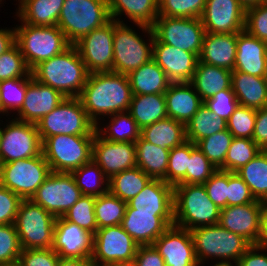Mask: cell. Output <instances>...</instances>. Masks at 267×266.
Segmentation results:
<instances>
[{
	"label": "cell",
	"instance_id": "59",
	"mask_svg": "<svg viewBox=\"0 0 267 266\" xmlns=\"http://www.w3.org/2000/svg\"><path fill=\"white\" fill-rule=\"evenodd\" d=\"M134 266H166L163 257L153 245L138 246Z\"/></svg>",
	"mask_w": 267,
	"mask_h": 266
},
{
	"label": "cell",
	"instance_id": "3",
	"mask_svg": "<svg viewBox=\"0 0 267 266\" xmlns=\"http://www.w3.org/2000/svg\"><path fill=\"white\" fill-rule=\"evenodd\" d=\"M134 25L138 27L137 30ZM134 25L114 20L113 72L128 75L153 58L154 34L152 28L138 23H134ZM139 29L142 30V33ZM143 33L144 35H142ZM142 36H146L148 39Z\"/></svg>",
	"mask_w": 267,
	"mask_h": 266
},
{
	"label": "cell",
	"instance_id": "50",
	"mask_svg": "<svg viewBox=\"0 0 267 266\" xmlns=\"http://www.w3.org/2000/svg\"><path fill=\"white\" fill-rule=\"evenodd\" d=\"M31 75V70L16 43L0 56V82L13 78L30 77Z\"/></svg>",
	"mask_w": 267,
	"mask_h": 266
},
{
	"label": "cell",
	"instance_id": "10",
	"mask_svg": "<svg viewBox=\"0 0 267 266\" xmlns=\"http://www.w3.org/2000/svg\"><path fill=\"white\" fill-rule=\"evenodd\" d=\"M95 136L54 135L42 142V153L52 172L71 173L92 160Z\"/></svg>",
	"mask_w": 267,
	"mask_h": 266
},
{
	"label": "cell",
	"instance_id": "36",
	"mask_svg": "<svg viewBox=\"0 0 267 266\" xmlns=\"http://www.w3.org/2000/svg\"><path fill=\"white\" fill-rule=\"evenodd\" d=\"M106 118L107 123H103ZM100 122L96 132L108 141L135 143L140 138L141 129L128 111L105 117Z\"/></svg>",
	"mask_w": 267,
	"mask_h": 266
},
{
	"label": "cell",
	"instance_id": "32",
	"mask_svg": "<svg viewBox=\"0 0 267 266\" xmlns=\"http://www.w3.org/2000/svg\"><path fill=\"white\" fill-rule=\"evenodd\" d=\"M231 76L232 71L228 69L198 61L190 83L204 102L221 90L229 89Z\"/></svg>",
	"mask_w": 267,
	"mask_h": 266
},
{
	"label": "cell",
	"instance_id": "72",
	"mask_svg": "<svg viewBox=\"0 0 267 266\" xmlns=\"http://www.w3.org/2000/svg\"><path fill=\"white\" fill-rule=\"evenodd\" d=\"M0 118H1V99H0Z\"/></svg>",
	"mask_w": 267,
	"mask_h": 266
},
{
	"label": "cell",
	"instance_id": "20",
	"mask_svg": "<svg viewBox=\"0 0 267 266\" xmlns=\"http://www.w3.org/2000/svg\"><path fill=\"white\" fill-rule=\"evenodd\" d=\"M52 249L62 258L91 259L93 234L63 216L57 217Z\"/></svg>",
	"mask_w": 267,
	"mask_h": 266
},
{
	"label": "cell",
	"instance_id": "30",
	"mask_svg": "<svg viewBox=\"0 0 267 266\" xmlns=\"http://www.w3.org/2000/svg\"><path fill=\"white\" fill-rule=\"evenodd\" d=\"M17 1V0H15ZM14 19L33 26L57 25L64 0H18Z\"/></svg>",
	"mask_w": 267,
	"mask_h": 266
},
{
	"label": "cell",
	"instance_id": "27",
	"mask_svg": "<svg viewBox=\"0 0 267 266\" xmlns=\"http://www.w3.org/2000/svg\"><path fill=\"white\" fill-rule=\"evenodd\" d=\"M238 33L218 34L206 32L199 61L213 66L234 70Z\"/></svg>",
	"mask_w": 267,
	"mask_h": 266
},
{
	"label": "cell",
	"instance_id": "66",
	"mask_svg": "<svg viewBox=\"0 0 267 266\" xmlns=\"http://www.w3.org/2000/svg\"><path fill=\"white\" fill-rule=\"evenodd\" d=\"M207 266H209V264ZM210 266H237V264L235 262H222V261H217V262H211L210 263Z\"/></svg>",
	"mask_w": 267,
	"mask_h": 266
},
{
	"label": "cell",
	"instance_id": "24",
	"mask_svg": "<svg viewBox=\"0 0 267 266\" xmlns=\"http://www.w3.org/2000/svg\"><path fill=\"white\" fill-rule=\"evenodd\" d=\"M264 202L227 206L220 210L218 224L245 238L251 245H256L260 233V216Z\"/></svg>",
	"mask_w": 267,
	"mask_h": 266
},
{
	"label": "cell",
	"instance_id": "26",
	"mask_svg": "<svg viewBox=\"0 0 267 266\" xmlns=\"http://www.w3.org/2000/svg\"><path fill=\"white\" fill-rule=\"evenodd\" d=\"M121 226L139 246L153 245L170 227L156 213L134 212L128 204Z\"/></svg>",
	"mask_w": 267,
	"mask_h": 266
},
{
	"label": "cell",
	"instance_id": "48",
	"mask_svg": "<svg viewBox=\"0 0 267 266\" xmlns=\"http://www.w3.org/2000/svg\"><path fill=\"white\" fill-rule=\"evenodd\" d=\"M206 0H159L158 16L201 18Z\"/></svg>",
	"mask_w": 267,
	"mask_h": 266
},
{
	"label": "cell",
	"instance_id": "51",
	"mask_svg": "<svg viewBox=\"0 0 267 266\" xmlns=\"http://www.w3.org/2000/svg\"><path fill=\"white\" fill-rule=\"evenodd\" d=\"M257 110L238 105L227 121V130L235 138L252 139Z\"/></svg>",
	"mask_w": 267,
	"mask_h": 266
},
{
	"label": "cell",
	"instance_id": "7",
	"mask_svg": "<svg viewBox=\"0 0 267 266\" xmlns=\"http://www.w3.org/2000/svg\"><path fill=\"white\" fill-rule=\"evenodd\" d=\"M111 20L107 0H64L57 26L74 45Z\"/></svg>",
	"mask_w": 267,
	"mask_h": 266
},
{
	"label": "cell",
	"instance_id": "44",
	"mask_svg": "<svg viewBox=\"0 0 267 266\" xmlns=\"http://www.w3.org/2000/svg\"><path fill=\"white\" fill-rule=\"evenodd\" d=\"M233 138V135L226 129L199 140L196 147L203 152L217 170L224 171L225 158Z\"/></svg>",
	"mask_w": 267,
	"mask_h": 266
},
{
	"label": "cell",
	"instance_id": "17",
	"mask_svg": "<svg viewBox=\"0 0 267 266\" xmlns=\"http://www.w3.org/2000/svg\"><path fill=\"white\" fill-rule=\"evenodd\" d=\"M92 160L110 179L124 170L137 166L136 144L108 141L95 132Z\"/></svg>",
	"mask_w": 267,
	"mask_h": 266
},
{
	"label": "cell",
	"instance_id": "64",
	"mask_svg": "<svg viewBox=\"0 0 267 266\" xmlns=\"http://www.w3.org/2000/svg\"><path fill=\"white\" fill-rule=\"evenodd\" d=\"M57 266H94L88 258H62L59 257Z\"/></svg>",
	"mask_w": 267,
	"mask_h": 266
},
{
	"label": "cell",
	"instance_id": "5",
	"mask_svg": "<svg viewBox=\"0 0 267 266\" xmlns=\"http://www.w3.org/2000/svg\"><path fill=\"white\" fill-rule=\"evenodd\" d=\"M191 234L198 266H205L209 261L236 263L251 246L245 238L219 224L192 229Z\"/></svg>",
	"mask_w": 267,
	"mask_h": 266
},
{
	"label": "cell",
	"instance_id": "35",
	"mask_svg": "<svg viewBox=\"0 0 267 266\" xmlns=\"http://www.w3.org/2000/svg\"><path fill=\"white\" fill-rule=\"evenodd\" d=\"M135 144L137 167L151 179H160L165 182L170 150L149 143L141 137Z\"/></svg>",
	"mask_w": 267,
	"mask_h": 266
},
{
	"label": "cell",
	"instance_id": "40",
	"mask_svg": "<svg viewBox=\"0 0 267 266\" xmlns=\"http://www.w3.org/2000/svg\"><path fill=\"white\" fill-rule=\"evenodd\" d=\"M150 180L151 178L136 166L111 177L108 191L128 203L144 189Z\"/></svg>",
	"mask_w": 267,
	"mask_h": 266
},
{
	"label": "cell",
	"instance_id": "14",
	"mask_svg": "<svg viewBox=\"0 0 267 266\" xmlns=\"http://www.w3.org/2000/svg\"><path fill=\"white\" fill-rule=\"evenodd\" d=\"M151 28L159 42L200 56L206 33L201 18L158 16Z\"/></svg>",
	"mask_w": 267,
	"mask_h": 266
},
{
	"label": "cell",
	"instance_id": "4",
	"mask_svg": "<svg viewBox=\"0 0 267 266\" xmlns=\"http://www.w3.org/2000/svg\"><path fill=\"white\" fill-rule=\"evenodd\" d=\"M220 209L210 200L203 184L174 186V224L187 230L216 225Z\"/></svg>",
	"mask_w": 267,
	"mask_h": 266
},
{
	"label": "cell",
	"instance_id": "70",
	"mask_svg": "<svg viewBox=\"0 0 267 266\" xmlns=\"http://www.w3.org/2000/svg\"><path fill=\"white\" fill-rule=\"evenodd\" d=\"M1 118H0V138H1V133H2V122H1Z\"/></svg>",
	"mask_w": 267,
	"mask_h": 266
},
{
	"label": "cell",
	"instance_id": "47",
	"mask_svg": "<svg viewBox=\"0 0 267 266\" xmlns=\"http://www.w3.org/2000/svg\"><path fill=\"white\" fill-rule=\"evenodd\" d=\"M95 200L94 196L83 195L63 217L94 235L98 229L95 219Z\"/></svg>",
	"mask_w": 267,
	"mask_h": 266
},
{
	"label": "cell",
	"instance_id": "53",
	"mask_svg": "<svg viewBox=\"0 0 267 266\" xmlns=\"http://www.w3.org/2000/svg\"><path fill=\"white\" fill-rule=\"evenodd\" d=\"M203 185L210 200L220 210L228 206V171L218 169Z\"/></svg>",
	"mask_w": 267,
	"mask_h": 266
},
{
	"label": "cell",
	"instance_id": "63",
	"mask_svg": "<svg viewBox=\"0 0 267 266\" xmlns=\"http://www.w3.org/2000/svg\"><path fill=\"white\" fill-rule=\"evenodd\" d=\"M257 246L267 248V205L264 203L260 216V233Z\"/></svg>",
	"mask_w": 267,
	"mask_h": 266
},
{
	"label": "cell",
	"instance_id": "65",
	"mask_svg": "<svg viewBox=\"0 0 267 266\" xmlns=\"http://www.w3.org/2000/svg\"><path fill=\"white\" fill-rule=\"evenodd\" d=\"M239 3L245 10H247L262 4V0H239Z\"/></svg>",
	"mask_w": 267,
	"mask_h": 266
},
{
	"label": "cell",
	"instance_id": "34",
	"mask_svg": "<svg viewBox=\"0 0 267 266\" xmlns=\"http://www.w3.org/2000/svg\"><path fill=\"white\" fill-rule=\"evenodd\" d=\"M140 137L149 143L169 150L187 141L185 124L170 117L142 128Z\"/></svg>",
	"mask_w": 267,
	"mask_h": 266
},
{
	"label": "cell",
	"instance_id": "8",
	"mask_svg": "<svg viewBox=\"0 0 267 266\" xmlns=\"http://www.w3.org/2000/svg\"><path fill=\"white\" fill-rule=\"evenodd\" d=\"M36 126L42 142L54 135L95 136L96 132L79 97H65Z\"/></svg>",
	"mask_w": 267,
	"mask_h": 266
},
{
	"label": "cell",
	"instance_id": "37",
	"mask_svg": "<svg viewBox=\"0 0 267 266\" xmlns=\"http://www.w3.org/2000/svg\"><path fill=\"white\" fill-rule=\"evenodd\" d=\"M128 112L140 129L167 116L164 94L132 95Z\"/></svg>",
	"mask_w": 267,
	"mask_h": 266
},
{
	"label": "cell",
	"instance_id": "15",
	"mask_svg": "<svg viewBox=\"0 0 267 266\" xmlns=\"http://www.w3.org/2000/svg\"><path fill=\"white\" fill-rule=\"evenodd\" d=\"M82 196L71 173L51 172L31 200L57 218L64 216Z\"/></svg>",
	"mask_w": 267,
	"mask_h": 266
},
{
	"label": "cell",
	"instance_id": "61",
	"mask_svg": "<svg viewBox=\"0 0 267 266\" xmlns=\"http://www.w3.org/2000/svg\"><path fill=\"white\" fill-rule=\"evenodd\" d=\"M252 140L262 150H267V106L257 110Z\"/></svg>",
	"mask_w": 267,
	"mask_h": 266
},
{
	"label": "cell",
	"instance_id": "38",
	"mask_svg": "<svg viewBox=\"0 0 267 266\" xmlns=\"http://www.w3.org/2000/svg\"><path fill=\"white\" fill-rule=\"evenodd\" d=\"M236 173L247 184L255 200L267 201V150H261Z\"/></svg>",
	"mask_w": 267,
	"mask_h": 266
},
{
	"label": "cell",
	"instance_id": "13",
	"mask_svg": "<svg viewBox=\"0 0 267 266\" xmlns=\"http://www.w3.org/2000/svg\"><path fill=\"white\" fill-rule=\"evenodd\" d=\"M138 246L121 225L100 228L93 235L91 261L94 266L133 264Z\"/></svg>",
	"mask_w": 267,
	"mask_h": 266
},
{
	"label": "cell",
	"instance_id": "19",
	"mask_svg": "<svg viewBox=\"0 0 267 266\" xmlns=\"http://www.w3.org/2000/svg\"><path fill=\"white\" fill-rule=\"evenodd\" d=\"M201 21L205 32L238 33L245 28V9L239 0H206Z\"/></svg>",
	"mask_w": 267,
	"mask_h": 266
},
{
	"label": "cell",
	"instance_id": "31",
	"mask_svg": "<svg viewBox=\"0 0 267 266\" xmlns=\"http://www.w3.org/2000/svg\"><path fill=\"white\" fill-rule=\"evenodd\" d=\"M231 88L239 105L255 110L267 106V86L263 77L232 71Z\"/></svg>",
	"mask_w": 267,
	"mask_h": 266
},
{
	"label": "cell",
	"instance_id": "39",
	"mask_svg": "<svg viewBox=\"0 0 267 266\" xmlns=\"http://www.w3.org/2000/svg\"><path fill=\"white\" fill-rule=\"evenodd\" d=\"M187 141L196 144L199 140L227 129V121L220 118L203 103L185 125Z\"/></svg>",
	"mask_w": 267,
	"mask_h": 266
},
{
	"label": "cell",
	"instance_id": "33",
	"mask_svg": "<svg viewBox=\"0 0 267 266\" xmlns=\"http://www.w3.org/2000/svg\"><path fill=\"white\" fill-rule=\"evenodd\" d=\"M127 77L133 95L164 94L171 83L164 70L153 59Z\"/></svg>",
	"mask_w": 267,
	"mask_h": 266
},
{
	"label": "cell",
	"instance_id": "69",
	"mask_svg": "<svg viewBox=\"0 0 267 266\" xmlns=\"http://www.w3.org/2000/svg\"><path fill=\"white\" fill-rule=\"evenodd\" d=\"M109 266H134L133 264H117V265H109Z\"/></svg>",
	"mask_w": 267,
	"mask_h": 266
},
{
	"label": "cell",
	"instance_id": "16",
	"mask_svg": "<svg viewBox=\"0 0 267 266\" xmlns=\"http://www.w3.org/2000/svg\"><path fill=\"white\" fill-rule=\"evenodd\" d=\"M114 20L92 30L77 41V48L88 73L113 72Z\"/></svg>",
	"mask_w": 267,
	"mask_h": 266
},
{
	"label": "cell",
	"instance_id": "1",
	"mask_svg": "<svg viewBox=\"0 0 267 266\" xmlns=\"http://www.w3.org/2000/svg\"><path fill=\"white\" fill-rule=\"evenodd\" d=\"M132 95L127 75L96 72L88 75L79 99L89 119L97 125L105 117L128 111Z\"/></svg>",
	"mask_w": 267,
	"mask_h": 266
},
{
	"label": "cell",
	"instance_id": "49",
	"mask_svg": "<svg viewBox=\"0 0 267 266\" xmlns=\"http://www.w3.org/2000/svg\"><path fill=\"white\" fill-rule=\"evenodd\" d=\"M217 171L213 164L190 142V160L186 172V184H204Z\"/></svg>",
	"mask_w": 267,
	"mask_h": 266
},
{
	"label": "cell",
	"instance_id": "21",
	"mask_svg": "<svg viewBox=\"0 0 267 266\" xmlns=\"http://www.w3.org/2000/svg\"><path fill=\"white\" fill-rule=\"evenodd\" d=\"M127 204L134 212L156 213L170 226L174 224V187L163 180L151 179Z\"/></svg>",
	"mask_w": 267,
	"mask_h": 266
},
{
	"label": "cell",
	"instance_id": "9",
	"mask_svg": "<svg viewBox=\"0 0 267 266\" xmlns=\"http://www.w3.org/2000/svg\"><path fill=\"white\" fill-rule=\"evenodd\" d=\"M56 217L31 199H22L14 222L22 249L53 246Z\"/></svg>",
	"mask_w": 267,
	"mask_h": 266
},
{
	"label": "cell",
	"instance_id": "60",
	"mask_svg": "<svg viewBox=\"0 0 267 266\" xmlns=\"http://www.w3.org/2000/svg\"><path fill=\"white\" fill-rule=\"evenodd\" d=\"M236 264L237 266H267V248L251 245Z\"/></svg>",
	"mask_w": 267,
	"mask_h": 266
},
{
	"label": "cell",
	"instance_id": "29",
	"mask_svg": "<svg viewBox=\"0 0 267 266\" xmlns=\"http://www.w3.org/2000/svg\"><path fill=\"white\" fill-rule=\"evenodd\" d=\"M107 3L111 19L122 23L127 21L151 27L159 13V0H107Z\"/></svg>",
	"mask_w": 267,
	"mask_h": 266
},
{
	"label": "cell",
	"instance_id": "68",
	"mask_svg": "<svg viewBox=\"0 0 267 266\" xmlns=\"http://www.w3.org/2000/svg\"><path fill=\"white\" fill-rule=\"evenodd\" d=\"M0 266H21L18 262L13 264H7V265H0Z\"/></svg>",
	"mask_w": 267,
	"mask_h": 266
},
{
	"label": "cell",
	"instance_id": "56",
	"mask_svg": "<svg viewBox=\"0 0 267 266\" xmlns=\"http://www.w3.org/2000/svg\"><path fill=\"white\" fill-rule=\"evenodd\" d=\"M255 201L249 187L236 172H228V206H238Z\"/></svg>",
	"mask_w": 267,
	"mask_h": 266
},
{
	"label": "cell",
	"instance_id": "11",
	"mask_svg": "<svg viewBox=\"0 0 267 266\" xmlns=\"http://www.w3.org/2000/svg\"><path fill=\"white\" fill-rule=\"evenodd\" d=\"M51 172L41 153L32 158L0 164V184L21 199H31Z\"/></svg>",
	"mask_w": 267,
	"mask_h": 266
},
{
	"label": "cell",
	"instance_id": "67",
	"mask_svg": "<svg viewBox=\"0 0 267 266\" xmlns=\"http://www.w3.org/2000/svg\"><path fill=\"white\" fill-rule=\"evenodd\" d=\"M263 78H264V82H265V84L267 86V64H266L265 73H264Z\"/></svg>",
	"mask_w": 267,
	"mask_h": 266
},
{
	"label": "cell",
	"instance_id": "45",
	"mask_svg": "<svg viewBox=\"0 0 267 266\" xmlns=\"http://www.w3.org/2000/svg\"><path fill=\"white\" fill-rule=\"evenodd\" d=\"M261 148L249 138H233L224 162V171L236 172L256 157Z\"/></svg>",
	"mask_w": 267,
	"mask_h": 266
},
{
	"label": "cell",
	"instance_id": "28",
	"mask_svg": "<svg viewBox=\"0 0 267 266\" xmlns=\"http://www.w3.org/2000/svg\"><path fill=\"white\" fill-rule=\"evenodd\" d=\"M164 95L167 116L185 125L204 103L190 82L170 83Z\"/></svg>",
	"mask_w": 267,
	"mask_h": 266
},
{
	"label": "cell",
	"instance_id": "22",
	"mask_svg": "<svg viewBox=\"0 0 267 266\" xmlns=\"http://www.w3.org/2000/svg\"><path fill=\"white\" fill-rule=\"evenodd\" d=\"M65 97L54 88L27 77V89L21 109L14 117L17 120L37 124L53 111Z\"/></svg>",
	"mask_w": 267,
	"mask_h": 266
},
{
	"label": "cell",
	"instance_id": "6",
	"mask_svg": "<svg viewBox=\"0 0 267 266\" xmlns=\"http://www.w3.org/2000/svg\"><path fill=\"white\" fill-rule=\"evenodd\" d=\"M20 24L15 26V43L19 46L30 70L71 46L57 25L33 26L23 22Z\"/></svg>",
	"mask_w": 267,
	"mask_h": 266
},
{
	"label": "cell",
	"instance_id": "12",
	"mask_svg": "<svg viewBox=\"0 0 267 266\" xmlns=\"http://www.w3.org/2000/svg\"><path fill=\"white\" fill-rule=\"evenodd\" d=\"M9 119V120H8ZM2 120L0 164L28 159L42 153V141L36 124L8 117Z\"/></svg>",
	"mask_w": 267,
	"mask_h": 266
},
{
	"label": "cell",
	"instance_id": "43",
	"mask_svg": "<svg viewBox=\"0 0 267 266\" xmlns=\"http://www.w3.org/2000/svg\"><path fill=\"white\" fill-rule=\"evenodd\" d=\"M27 89V77L0 82L1 118L14 116L22 107ZM13 112V115L11 113ZM15 112V113H14ZM11 115V116H10Z\"/></svg>",
	"mask_w": 267,
	"mask_h": 266
},
{
	"label": "cell",
	"instance_id": "18",
	"mask_svg": "<svg viewBox=\"0 0 267 266\" xmlns=\"http://www.w3.org/2000/svg\"><path fill=\"white\" fill-rule=\"evenodd\" d=\"M153 246L163 257L166 266H198L195 246L190 230L171 225Z\"/></svg>",
	"mask_w": 267,
	"mask_h": 266
},
{
	"label": "cell",
	"instance_id": "25",
	"mask_svg": "<svg viewBox=\"0 0 267 266\" xmlns=\"http://www.w3.org/2000/svg\"><path fill=\"white\" fill-rule=\"evenodd\" d=\"M267 64V42L245 29L238 32L236 59L233 71L263 77Z\"/></svg>",
	"mask_w": 267,
	"mask_h": 266
},
{
	"label": "cell",
	"instance_id": "55",
	"mask_svg": "<svg viewBox=\"0 0 267 266\" xmlns=\"http://www.w3.org/2000/svg\"><path fill=\"white\" fill-rule=\"evenodd\" d=\"M254 37L267 42V5L260 4L245 10V28Z\"/></svg>",
	"mask_w": 267,
	"mask_h": 266
},
{
	"label": "cell",
	"instance_id": "23",
	"mask_svg": "<svg viewBox=\"0 0 267 266\" xmlns=\"http://www.w3.org/2000/svg\"><path fill=\"white\" fill-rule=\"evenodd\" d=\"M152 59L164 70L171 83H179L192 80L199 56L161 43L154 37Z\"/></svg>",
	"mask_w": 267,
	"mask_h": 266
},
{
	"label": "cell",
	"instance_id": "54",
	"mask_svg": "<svg viewBox=\"0 0 267 266\" xmlns=\"http://www.w3.org/2000/svg\"><path fill=\"white\" fill-rule=\"evenodd\" d=\"M204 103L210 111L220 118H223L225 121H228L239 105L236 95L231 87L214 94L212 98L207 99Z\"/></svg>",
	"mask_w": 267,
	"mask_h": 266
},
{
	"label": "cell",
	"instance_id": "71",
	"mask_svg": "<svg viewBox=\"0 0 267 266\" xmlns=\"http://www.w3.org/2000/svg\"><path fill=\"white\" fill-rule=\"evenodd\" d=\"M262 4L267 5V0H262Z\"/></svg>",
	"mask_w": 267,
	"mask_h": 266
},
{
	"label": "cell",
	"instance_id": "62",
	"mask_svg": "<svg viewBox=\"0 0 267 266\" xmlns=\"http://www.w3.org/2000/svg\"><path fill=\"white\" fill-rule=\"evenodd\" d=\"M15 44V27H0V56Z\"/></svg>",
	"mask_w": 267,
	"mask_h": 266
},
{
	"label": "cell",
	"instance_id": "2",
	"mask_svg": "<svg viewBox=\"0 0 267 266\" xmlns=\"http://www.w3.org/2000/svg\"><path fill=\"white\" fill-rule=\"evenodd\" d=\"M31 74L36 81L54 88L64 97H79L89 75L74 45L40 62L31 70Z\"/></svg>",
	"mask_w": 267,
	"mask_h": 266
},
{
	"label": "cell",
	"instance_id": "42",
	"mask_svg": "<svg viewBox=\"0 0 267 266\" xmlns=\"http://www.w3.org/2000/svg\"><path fill=\"white\" fill-rule=\"evenodd\" d=\"M127 202L109 191L95 200V219L98 229L121 225L125 215Z\"/></svg>",
	"mask_w": 267,
	"mask_h": 266
},
{
	"label": "cell",
	"instance_id": "46",
	"mask_svg": "<svg viewBox=\"0 0 267 266\" xmlns=\"http://www.w3.org/2000/svg\"><path fill=\"white\" fill-rule=\"evenodd\" d=\"M190 160V141L170 149L165 182L173 187L186 184V172Z\"/></svg>",
	"mask_w": 267,
	"mask_h": 266
},
{
	"label": "cell",
	"instance_id": "41",
	"mask_svg": "<svg viewBox=\"0 0 267 266\" xmlns=\"http://www.w3.org/2000/svg\"><path fill=\"white\" fill-rule=\"evenodd\" d=\"M82 195L98 197L108 192L109 179L91 160L71 172Z\"/></svg>",
	"mask_w": 267,
	"mask_h": 266
},
{
	"label": "cell",
	"instance_id": "57",
	"mask_svg": "<svg viewBox=\"0 0 267 266\" xmlns=\"http://www.w3.org/2000/svg\"><path fill=\"white\" fill-rule=\"evenodd\" d=\"M59 255L52 249H22L18 263L21 266H57Z\"/></svg>",
	"mask_w": 267,
	"mask_h": 266
},
{
	"label": "cell",
	"instance_id": "58",
	"mask_svg": "<svg viewBox=\"0 0 267 266\" xmlns=\"http://www.w3.org/2000/svg\"><path fill=\"white\" fill-rule=\"evenodd\" d=\"M21 198L0 184V225L14 224Z\"/></svg>",
	"mask_w": 267,
	"mask_h": 266
},
{
	"label": "cell",
	"instance_id": "52",
	"mask_svg": "<svg viewBox=\"0 0 267 266\" xmlns=\"http://www.w3.org/2000/svg\"><path fill=\"white\" fill-rule=\"evenodd\" d=\"M22 252L14 224L0 225V265L17 263Z\"/></svg>",
	"mask_w": 267,
	"mask_h": 266
}]
</instances>
